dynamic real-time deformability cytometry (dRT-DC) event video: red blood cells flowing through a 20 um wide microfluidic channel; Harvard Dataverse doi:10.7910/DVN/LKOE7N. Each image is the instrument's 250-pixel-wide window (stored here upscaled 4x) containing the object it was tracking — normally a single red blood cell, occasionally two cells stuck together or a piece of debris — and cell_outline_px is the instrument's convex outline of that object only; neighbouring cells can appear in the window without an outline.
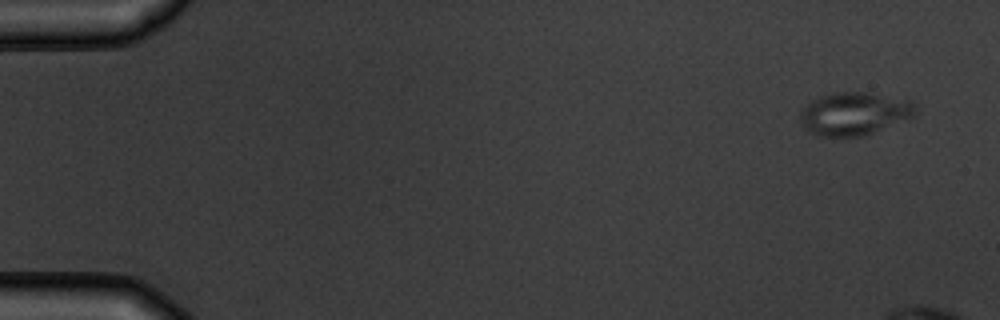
{"species": "common noctule bat (a hibernating species)", "species_latin": "Nyctalus noctula", "temperature_condition": "warm", "stored_images_in_passage": 4, "camera_frame_rate_fps": 3000, "um_per_image_px": 0.085, "animal": {"sex": "male", "body_mass_g": 19.5, "forearm_length_mm": 54.6}, "frame": {"image": 1, "passage_image": 1, "time_ms": 0.0, "image_size_px": [1000, 320], "cell_outline_px": [[916, 108], [912, 116], [872, 132], [860, 136], [816, 136], [808, 132], [804, 128], [800, 120], [800, 108], [804, 104], [820, 96], [836, 92], [864, 92], [908, 100], [916, 104]], "centroid_in_image_um": [72.51, 9.65], "position_along_channel_um": 12.5, "area_um2": 28.5}}